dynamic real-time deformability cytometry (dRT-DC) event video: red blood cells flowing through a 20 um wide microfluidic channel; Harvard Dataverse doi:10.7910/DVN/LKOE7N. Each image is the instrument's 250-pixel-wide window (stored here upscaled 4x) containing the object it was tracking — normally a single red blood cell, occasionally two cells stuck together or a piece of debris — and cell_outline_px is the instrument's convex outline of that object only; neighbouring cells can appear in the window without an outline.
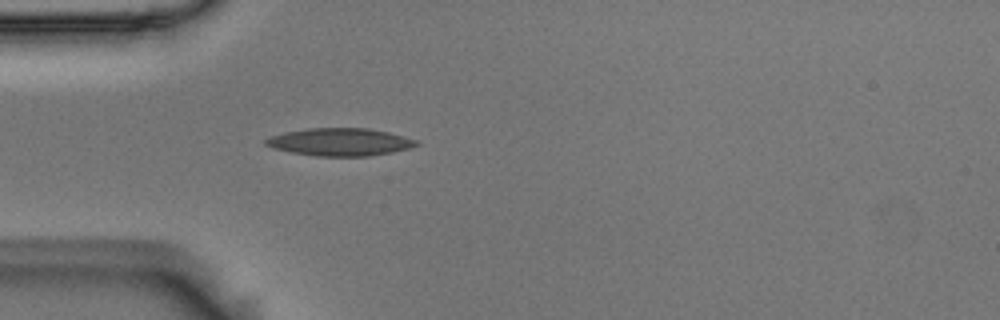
{"species": "Egyptian fruit bat (a non-hibernating species)", "species_latin": "Rousettus aegyptiacus", "temperature_condition": "room temperature", "stored_images_in_passage": 39, "camera_frame_rate_fps": 3000, "um_per_image_px": 0.085, "animal": {"sex": "male"}, "frame": {"image": 1, "passage_image": 1, "time_ms": 0.0, "image_size_px": [1000, 320], "cell_outline_px": [[420, 144], [408, 148], [392, 152], [368, 156], [316, 156], [292, 152], [272, 148], [264, 144], [264, 140], [272, 136], [284, 132], [308, 128], [368, 128], [388, 132], [420, 140]], "centroid_in_image_um": [28.91, 12.06], "position_along_channel_um": 56.1, "area_um2": 24.28}}
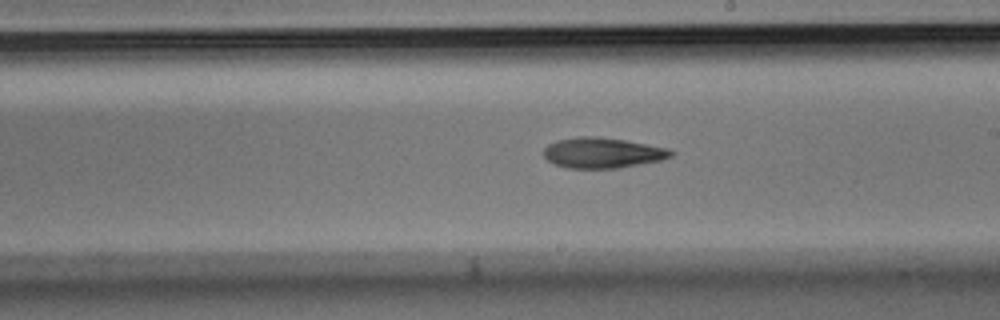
{"frame": {"image": 2, "passage_image": 16, "time_ms": 5.0, "image_size_px": [1000, 320], "cell_outline_px": [[676, 152], [672, 156], [660, 160], [620, 168], [568, 168], [556, 164], [548, 160], [544, 156], [544, 148], [548, 144], [556, 140], [576, 136], [596, 136], [624, 140], [668, 148]], "centroid_in_image_um": [51.21, 12.98], "position_along_channel_um": 237.8, "area_um2": 22.6}}
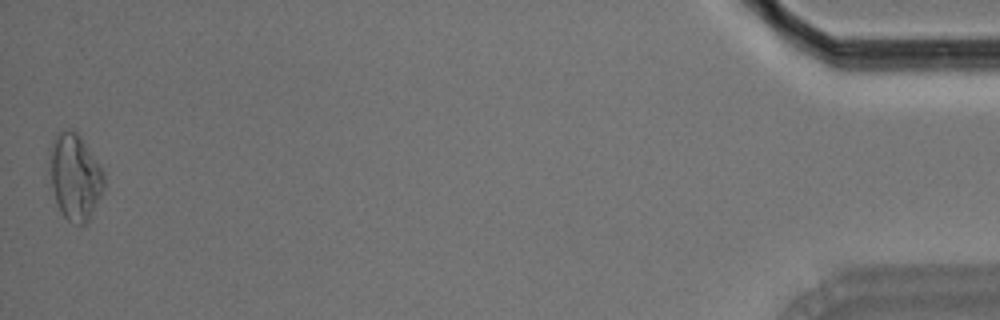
{"frame": {"image": 3, "passage_image": 39, "time_ms": 12.667, "image_size_px": [1000, 320], "cell_outline_px": [[104, 188], [88, 224], [76, 224], [68, 220], [60, 212], [56, 204], [52, 188], [48, 164], [48, 148], [56, 132], [68, 128], [72, 128], [80, 136], [104, 172]], "centroid_in_image_um": [6.33, 15.01], "position_along_channel_um": 428.9, "area_um2": 27.92}}